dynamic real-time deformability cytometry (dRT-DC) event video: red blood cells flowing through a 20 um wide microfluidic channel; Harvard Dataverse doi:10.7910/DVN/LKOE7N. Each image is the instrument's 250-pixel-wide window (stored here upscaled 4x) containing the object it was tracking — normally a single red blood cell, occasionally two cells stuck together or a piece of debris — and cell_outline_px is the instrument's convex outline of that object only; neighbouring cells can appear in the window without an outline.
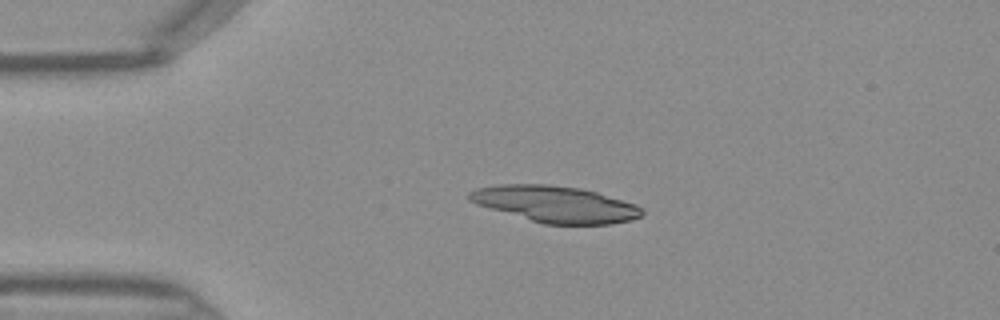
{"species": "Egyptian fruit bat (a non-hibernating species)", "species_latin": "Rousettus aegyptiacus", "temperature_condition": "warm", "stored_images_in_passage": 36, "camera_frame_rate_fps": 3000, "um_per_image_px": 0.085, "frame": {"image": 1, "passage_image": 1, "time_ms": 0.0, "image_size_px": [1000, 320], "cell_outline_px": [[644, 212], [640, 216], [632, 220], [612, 224], [544, 224], [476, 204], [468, 200], [468, 192], [476, 188], [500, 184], [548, 184], [580, 188], [596, 192], [636, 204]], "centroid_in_image_um": [47.19, 17.34], "position_along_channel_um": 37.8, "area_um2": 36.47}}